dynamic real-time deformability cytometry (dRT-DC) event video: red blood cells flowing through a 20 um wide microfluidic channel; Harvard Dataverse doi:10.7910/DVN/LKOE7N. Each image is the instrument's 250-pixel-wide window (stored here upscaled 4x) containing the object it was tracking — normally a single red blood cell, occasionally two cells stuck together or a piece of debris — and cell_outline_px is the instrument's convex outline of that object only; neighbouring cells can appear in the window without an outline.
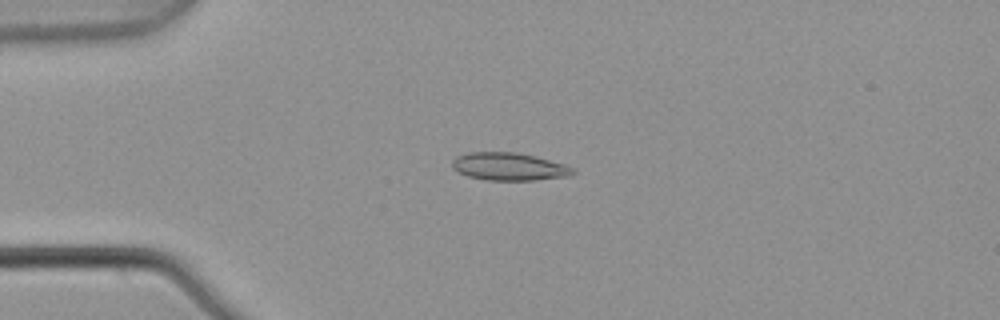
{"species": "common noctule bat (a hibernating species)", "species_latin": "Nyctalus noctula", "temperature_condition": "warm", "stored_images_in_passage": 6, "camera_frame_rate_fps": 3000, "um_per_image_px": 0.085, "animal": {"sex": "male", "body_mass_g": 21.5, "forearm_length_mm": 52.0}, "frame": {"image": 1, "passage_image": 3, "time_ms": 0.667, "image_size_px": [1000, 320], "cell_outline_px": [[576, 172], [572, 176], [532, 180], [488, 180], [468, 176], [452, 168], [452, 160], [456, 156], [468, 152], [516, 152], [536, 156], [564, 164], [572, 168]], "centroid_in_image_um": [43.27, 14.15], "position_along_channel_um": 41.7, "area_um2": 19.54}}
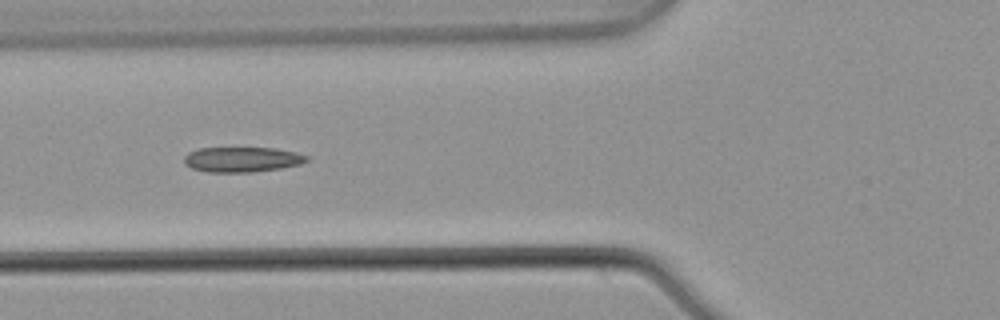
{"frame": {"image": 2, "passage_image": 5, "time_ms": 1.333, "image_size_px": [1000, 320], "cell_outline_px": [[308, 160], [300, 164], [280, 168], [252, 172], [208, 172], [192, 168], [184, 164], [184, 156], [188, 152], [200, 148], [276, 148], [296, 152], [308, 156]], "centroid_in_image_um": [20.56, 13.55], "position_along_channel_um": 105.2, "area_um2": 17.92}}
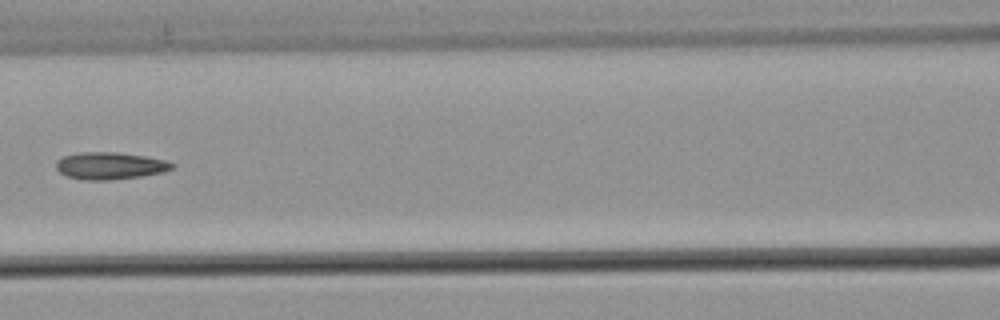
{"frame": {"image": 3, "passage_image": 6, "time_ms": 1.667, "image_size_px": [1000, 320], "cell_outline_px": [[176, 164], [172, 168], [164, 172], [140, 176], [112, 180], [84, 180], [68, 176], [60, 172], [56, 168], [56, 160], [64, 156], [80, 152], [116, 152], [144, 156], [164, 160]], "centroid_in_image_um": [9.34, 14.09], "position_along_channel_um": 157.3, "area_um2": 18.26}}